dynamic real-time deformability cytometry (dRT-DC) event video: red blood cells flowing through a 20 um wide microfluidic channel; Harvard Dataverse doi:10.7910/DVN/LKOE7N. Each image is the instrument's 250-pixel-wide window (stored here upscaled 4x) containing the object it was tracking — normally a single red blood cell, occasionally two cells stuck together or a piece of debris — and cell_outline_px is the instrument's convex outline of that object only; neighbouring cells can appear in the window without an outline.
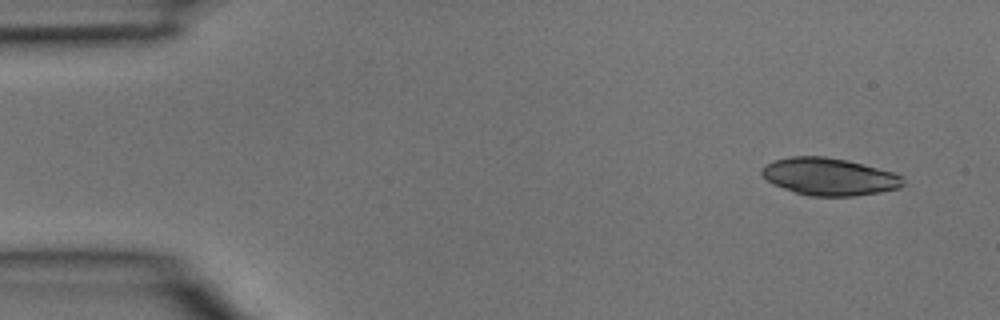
{"species": "common noctule bat (a hibernating species)", "species_latin": "Nyctalus noctula", "temperature_condition": "room temperature", "stored_images_in_passage": 3, "camera_frame_rate_fps": 3000, "um_per_image_px": 0.085, "animal": {"sex": "male", "body_mass_g": 15.6}, "frame": {"image": 1, "passage_image": 1, "time_ms": 0.0, "image_size_px": [1000, 320], "cell_outline_px": [[904, 184], [900, 188], [880, 192], [852, 196], [808, 196], [784, 188], [768, 180], [760, 172], [764, 164], [776, 160], [792, 156], [824, 156], [848, 160], [892, 172], [900, 176], [904, 180]], "centroid_in_image_um": [70.49, 15.01], "position_along_channel_um": 14.5, "area_um2": 30.52}}